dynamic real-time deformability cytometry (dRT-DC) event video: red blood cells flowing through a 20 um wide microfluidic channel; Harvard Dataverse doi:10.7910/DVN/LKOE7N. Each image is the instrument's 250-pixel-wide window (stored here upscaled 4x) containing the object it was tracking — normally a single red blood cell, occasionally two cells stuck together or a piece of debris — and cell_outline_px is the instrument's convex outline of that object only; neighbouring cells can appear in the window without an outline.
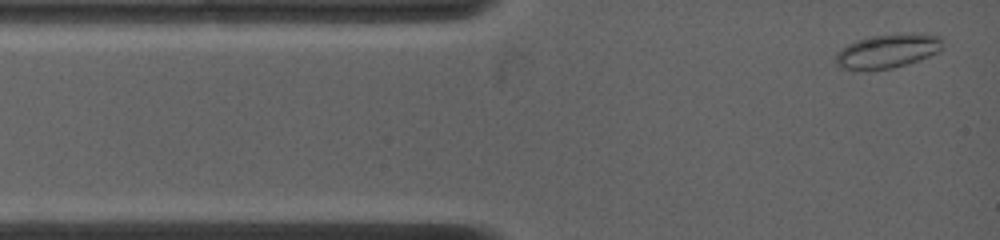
{"species": "common noctule bat (a hibernating species)", "species_latin": "Nyctalus noctula", "temperature_condition": "warm", "stored_images_in_passage": 58, "camera_frame_rate_fps": 4500, "um_per_image_px": 0.085, "animal": {"sex": "female", "body_mass_g": 19.0, "forearm_length_mm": 53.3}, "frame": {"image": 1, "passage_image": 1, "time_ms": 0.0, "image_size_px": [1000, 240], "cell_outline_px": [[944, 48], [940, 52], [920, 60], [892, 68], [840, 68], [836, 64], [836, 52], [840, 48], [856, 40], [872, 36], [908, 32], [920, 32], [940, 36], [944, 40]], "centroid_in_image_um": [75.55, 4.29], "position_along_channel_um": 9.5, "area_um2": 21.39}}
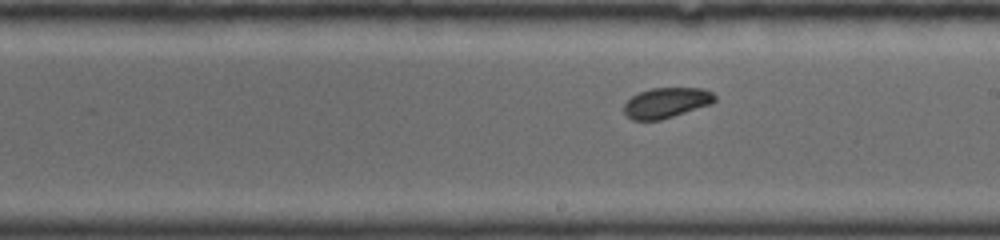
{"frame": {"image": 2, "passage_image": 31, "time_ms": 6.889, "image_size_px": [1000, 240], "cell_outline_px": [[716, 100], [712, 104], [660, 120], [632, 120], [624, 112], [624, 104], [632, 96], [640, 92], [652, 88], [704, 88], [712, 92], [716, 96]], "centroid_in_image_um": [56.67, 8.73], "position_along_channel_um": 232.3, "area_um2": 16.01}}
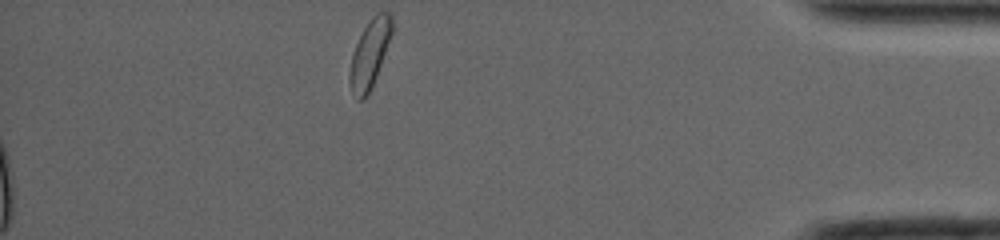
{"frame": {"image": 3, "passage_image": 58, "time_ms": 12.667, "image_size_px": [1000, 240], "cell_outline_px": [[392, 32], [372, 88], [364, 100], [356, 100], [352, 92], [348, 80], [348, 76], [352, 52], [364, 28], [372, 16], [376, 12], [388, 12], [392, 16]], "centroid_in_image_um": [31.4, 4.61], "position_along_channel_um": 403.8, "area_um2": 16.7}, "authors_computed_cell_mechanics": {"area_um2": 16.3863, "velocity_mm_per_s": 3.8357, "shape_relaxation_time_tau1_ms": 1.8817, "shape_relaxation_time_tau2_ms": null, "deformation_change_tau1": 0.0364, "deformation_change_tau2": null}}